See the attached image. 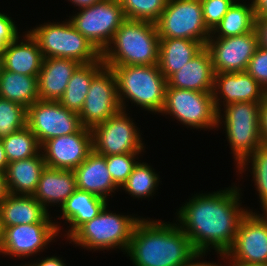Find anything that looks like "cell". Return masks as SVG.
<instances>
[{
    "label": "cell",
    "instance_id": "cell-1",
    "mask_svg": "<svg viewBox=\"0 0 267 266\" xmlns=\"http://www.w3.org/2000/svg\"><path fill=\"white\" fill-rule=\"evenodd\" d=\"M241 194L234 184L224 190L194 194L178 209L176 222L197 252L213 249L225 254L229 250L240 221L249 211L241 206Z\"/></svg>",
    "mask_w": 267,
    "mask_h": 266
},
{
    "label": "cell",
    "instance_id": "cell-2",
    "mask_svg": "<svg viewBox=\"0 0 267 266\" xmlns=\"http://www.w3.org/2000/svg\"><path fill=\"white\" fill-rule=\"evenodd\" d=\"M197 251L175 222L141 218L125 254L134 266H183Z\"/></svg>",
    "mask_w": 267,
    "mask_h": 266
},
{
    "label": "cell",
    "instance_id": "cell-3",
    "mask_svg": "<svg viewBox=\"0 0 267 266\" xmlns=\"http://www.w3.org/2000/svg\"><path fill=\"white\" fill-rule=\"evenodd\" d=\"M160 38L153 22L126 19L102 52L105 66L156 65Z\"/></svg>",
    "mask_w": 267,
    "mask_h": 266
},
{
    "label": "cell",
    "instance_id": "cell-4",
    "mask_svg": "<svg viewBox=\"0 0 267 266\" xmlns=\"http://www.w3.org/2000/svg\"><path fill=\"white\" fill-rule=\"evenodd\" d=\"M114 72L122 110L126 101L159 114L163 108L167 80L156 65L106 66Z\"/></svg>",
    "mask_w": 267,
    "mask_h": 266
},
{
    "label": "cell",
    "instance_id": "cell-5",
    "mask_svg": "<svg viewBox=\"0 0 267 266\" xmlns=\"http://www.w3.org/2000/svg\"><path fill=\"white\" fill-rule=\"evenodd\" d=\"M260 107L261 102H234L218 111L217 127L224 126L236 168L263 145Z\"/></svg>",
    "mask_w": 267,
    "mask_h": 266
},
{
    "label": "cell",
    "instance_id": "cell-6",
    "mask_svg": "<svg viewBox=\"0 0 267 266\" xmlns=\"http://www.w3.org/2000/svg\"><path fill=\"white\" fill-rule=\"evenodd\" d=\"M107 208L108 205L95 218L81 225L67 239L69 243L91 251L117 248L126 253L133 229L142 216L120 215Z\"/></svg>",
    "mask_w": 267,
    "mask_h": 266
},
{
    "label": "cell",
    "instance_id": "cell-7",
    "mask_svg": "<svg viewBox=\"0 0 267 266\" xmlns=\"http://www.w3.org/2000/svg\"><path fill=\"white\" fill-rule=\"evenodd\" d=\"M37 41L44 58H70L80 64L99 61L102 53L78 30L69 19L39 24L28 30Z\"/></svg>",
    "mask_w": 267,
    "mask_h": 266
},
{
    "label": "cell",
    "instance_id": "cell-8",
    "mask_svg": "<svg viewBox=\"0 0 267 266\" xmlns=\"http://www.w3.org/2000/svg\"><path fill=\"white\" fill-rule=\"evenodd\" d=\"M160 113L173 116L172 118L191 129L218 128V112L212 92L179 89L166 85L164 104Z\"/></svg>",
    "mask_w": 267,
    "mask_h": 266
},
{
    "label": "cell",
    "instance_id": "cell-9",
    "mask_svg": "<svg viewBox=\"0 0 267 266\" xmlns=\"http://www.w3.org/2000/svg\"><path fill=\"white\" fill-rule=\"evenodd\" d=\"M159 38H181L206 45L211 31L203 19L201 0H168L155 23Z\"/></svg>",
    "mask_w": 267,
    "mask_h": 266
},
{
    "label": "cell",
    "instance_id": "cell-10",
    "mask_svg": "<svg viewBox=\"0 0 267 266\" xmlns=\"http://www.w3.org/2000/svg\"><path fill=\"white\" fill-rule=\"evenodd\" d=\"M69 20L102 53L126 17L119 0H102L80 9Z\"/></svg>",
    "mask_w": 267,
    "mask_h": 266
},
{
    "label": "cell",
    "instance_id": "cell-11",
    "mask_svg": "<svg viewBox=\"0 0 267 266\" xmlns=\"http://www.w3.org/2000/svg\"><path fill=\"white\" fill-rule=\"evenodd\" d=\"M128 115L126 110L121 109L91 129L94 152L102 156L144 152L146 147L142 142V133Z\"/></svg>",
    "mask_w": 267,
    "mask_h": 266
},
{
    "label": "cell",
    "instance_id": "cell-12",
    "mask_svg": "<svg viewBox=\"0 0 267 266\" xmlns=\"http://www.w3.org/2000/svg\"><path fill=\"white\" fill-rule=\"evenodd\" d=\"M262 212L249 209L243 216L234 242L225 253L229 266L267 263V211Z\"/></svg>",
    "mask_w": 267,
    "mask_h": 266
},
{
    "label": "cell",
    "instance_id": "cell-13",
    "mask_svg": "<svg viewBox=\"0 0 267 266\" xmlns=\"http://www.w3.org/2000/svg\"><path fill=\"white\" fill-rule=\"evenodd\" d=\"M27 126L40 145L49 139L76 133L82 128L79 113L68 110L59 101L40 99L27 108Z\"/></svg>",
    "mask_w": 267,
    "mask_h": 266
},
{
    "label": "cell",
    "instance_id": "cell-14",
    "mask_svg": "<svg viewBox=\"0 0 267 266\" xmlns=\"http://www.w3.org/2000/svg\"><path fill=\"white\" fill-rule=\"evenodd\" d=\"M58 222H37L33 224H19L2 228V242L0 254L28 258L42 252L50 242L55 241L61 232ZM53 240V241H52ZM45 247V248H44Z\"/></svg>",
    "mask_w": 267,
    "mask_h": 266
},
{
    "label": "cell",
    "instance_id": "cell-15",
    "mask_svg": "<svg viewBox=\"0 0 267 266\" xmlns=\"http://www.w3.org/2000/svg\"><path fill=\"white\" fill-rule=\"evenodd\" d=\"M121 110L117 82L111 68L104 67L91 81L82 110V127L92 129Z\"/></svg>",
    "mask_w": 267,
    "mask_h": 266
},
{
    "label": "cell",
    "instance_id": "cell-16",
    "mask_svg": "<svg viewBox=\"0 0 267 266\" xmlns=\"http://www.w3.org/2000/svg\"><path fill=\"white\" fill-rule=\"evenodd\" d=\"M205 47L211 55L215 73H230L246 71L258 43L252 30L240 36L209 38Z\"/></svg>",
    "mask_w": 267,
    "mask_h": 266
},
{
    "label": "cell",
    "instance_id": "cell-17",
    "mask_svg": "<svg viewBox=\"0 0 267 266\" xmlns=\"http://www.w3.org/2000/svg\"><path fill=\"white\" fill-rule=\"evenodd\" d=\"M93 151L91 129L55 137L41 145L47 167L63 170L76 169Z\"/></svg>",
    "mask_w": 267,
    "mask_h": 266
},
{
    "label": "cell",
    "instance_id": "cell-18",
    "mask_svg": "<svg viewBox=\"0 0 267 266\" xmlns=\"http://www.w3.org/2000/svg\"><path fill=\"white\" fill-rule=\"evenodd\" d=\"M266 93L246 71L215 73L212 96L217 112L234 102H262Z\"/></svg>",
    "mask_w": 267,
    "mask_h": 266
},
{
    "label": "cell",
    "instance_id": "cell-19",
    "mask_svg": "<svg viewBox=\"0 0 267 266\" xmlns=\"http://www.w3.org/2000/svg\"><path fill=\"white\" fill-rule=\"evenodd\" d=\"M214 77L211 55L204 47L167 80V85L179 89L212 92Z\"/></svg>",
    "mask_w": 267,
    "mask_h": 266
},
{
    "label": "cell",
    "instance_id": "cell-20",
    "mask_svg": "<svg viewBox=\"0 0 267 266\" xmlns=\"http://www.w3.org/2000/svg\"><path fill=\"white\" fill-rule=\"evenodd\" d=\"M18 36L3 50V69L28 76H38L43 63V54L37 41L28 31ZM21 38V40H19Z\"/></svg>",
    "mask_w": 267,
    "mask_h": 266
},
{
    "label": "cell",
    "instance_id": "cell-21",
    "mask_svg": "<svg viewBox=\"0 0 267 266\" xmlns=\"http://www.w3.org/2000/svg\"><path fill=\"white\" fill-rule=\"evenodd\" d=\"M73 171L79 190L87 191L107 201L111 193L119 190L107 169L105 156L94 151Z\"/></svg>",
    "mask_w": 267,
    "mask_h": 266
},
{
    "label": "cell",
    "instance_id": "cell-22",
    "mask_svg": "<svg viewBox=\"0 0 267 266\" xmlns=\"http://www.w3.org/2000/svg\"><path fill=\"white\" fill-rule=\"evenodd\" d=\"M77 190L73 170L45 167L33 196L48 211L49 205L62 207L68 197Z\"/></svg>",
    "mask_w": 267,
    "mask_h": 266
},
{
    "label": "cell",
    "instance_id": "cell-23",
    "mask_svg": "<svg viewBox=\"0 0 267 266\" xmlns=\"http://www.w3.org/2000/svg\"><path fill=\"white\" fill-rule=\"evenodd\" d=\"M80 65L70 58H44L38 74L39 99L59 101L72 74Z\"/></svg>",
    "mask_w": 267,
    "mask_h": 266
},
{
    "label": "cell",
    "instance_id": "cell-24",
    "mask_svg": "<svg viewBox=\"0 0 267 266\" xmlns=\"http://www.w3.org/2000/svg\"><path fill=\"white\" fill-rule=\"evenodd\" d=\"M53 217L33 195L9 194L0 204V220L2 228L19 224L37 222H53Z\"/></svg>",
    "mask_w": 267,
    "mask_h": 266
},
{
    "label": "cell",
    "instance_id": "cell-25",
    "mask_svg": "<svg viewBox=\"0 0 267 266\" xmlns=\"http://www.w3.org/2000/svg\"><path fill=\"white\" fill-rule=\"evenodd\" d=\"M108 201L87 191L77 189L71 194L60 208L61 216L69 223L66 239H68L81 225L95 218L102 209L108 205Z\"/></svg>",
    "mask_w": 267,
    "mask_h": 266
},
{
    "label": "cell",
    "instance_id": "cell-26",
    "mask_svg": "<svg viewBox=\"0 0 267 266\" xmlns=\"http://www.w3.org/2000/svg\"><path fill=\"white\" fill-rule=\"evenodd\" d=\"M45 167L41 151L31 158L9 162L6 170L9 194L33 195Z\"/></svg>",
    "mask_w": 267,
    "mask_h": 266
},
{
    "label": "cell",
    "instance_id": "cell-27",
    "mask_svg": "<svg viewBox=\"0 0 267 266\" xmlns=\"http://www.w3.org/2000/svg\"><path fill=\"white\" fill-rule=\"evenodd\" d=\"M204 47L202 42L190 39L160 38L158 67L166 80Z\"/></svg>",
    "mask_w": 267,
    "mask_h": 266
},
{
    "label": "cell",
    "instance_id": "cell-28",
    "mask_svg": "<svg viewBox=\"0 0 267 266\" xmlns=\"http://www.w3.org/2000/svg\"><path fill=\"white\" fill-rule=\"evenodd\" d=\"M105 67L102 58L90 64H81L72 74L60 104L68 110L80 113L92 79Z\"/></svg>",
    "mask_w": 267,
    "mask_h": 266
},
{
    "label": "cell",
    "instance_id": "cell-29",
    "mask_svg": "<svg viewBox=\"0 0 267 266\" xmlns=\"http://www.w3.org/2000/svg\"><path fill=\"white\" fill-rule=\"evenodd\" d=\"M0 98L28 108L39 100L38 76H28L2 69L0 74Z\"/></svg>",
    "mask_w": 267,
    "mask_h": 266
},
{
    "label": "cell",
    "instance_id": "cell-30",
    "mask_svg": "<svg viewBox=\"0 0 267 266\" xmlns=\"http://www.w3.org/2000/svg\"><path fill=\"white\" fill-rule=\"evenodd\" d=\"M251 3L236 0L209 38L240 36L254 30L255 13ZM241 2V3H240ZM215 35V36H214Z\"/></svg>",
    "mask_w": 267,
    "mask_h": 266
},
{
    "label": "cell",
    "instance_id": "cell-31",
    "mask_svg": "<svg viewBox=\"0 0 267 266\" xmlns=\"http://www.w3.org/2000/svg\"><path fill=\"white\" fill-rule=\"evenodd\" d=\"M1 140L8 162L28 159L41 151V145L27 125Z\"/></svg>",
    "mask_w": 267,
    "mask_h": 266
},
{
    "label": "cell",
    "instance_id": "cell-32",
    "mask_svg": "<svg viewBox=\"0 0 267 266\" xmlns=\"http://www.w3.org/2000/svg\"><path fill=\"white\" fill-rule=\"evenodd\" d=\"M159 182L160 177L150 164L138 162L120 189L129 193L133 198L145 199L154 196Z\"/></svg>",
    "mask_w": 267,
    "mask_h": 266
},
{
    "label": "cell",
    "instance_id": "cell-33",
    "mask_svg": "<svg viewBox=\"0 0 267 266\" xmlns=\"http://www.w3.org/2000/svg\"><path fill=\"white\" fill-rule=\"evenodd\" d=\"M248 163H251L249 165ZM249 165V166H248ZM249 169L253 175L254 186L260 199L261 211H267V145H261L253 154L247 157L236 169L238 174H242Z\"/></svg>",
    "mask_w": 267,
    "mask_h": 266
},
{
    "label": "cell",
    "instance_id": "cell-34",
    "mask_svg": "<svg viewBox=\"0 0 267 266\" xmlns=\"http://www.w3.org/2000/svg\"><path fill=\"white\" fill-rule=\"evenodd\" d=\"M168 0H119L126 19L156 23Z\"/></svg>",
    "mask_w": 267,
    "mask_h": 266
},
{
    "label": "cell",
    "instance_id": "cell-35",
    "mask_svg": "<svg viewBox=\"0 0 267 266\" xmlns=\"http://www.w3.org/2000/svg\"><path fill=\"white\" fill-rule=\"evenodd\" d=\"M27 125V108L0 98V139Z\"/></svg>",
    "mask_w": 267,
    "mask_h": 266
},
{
    "label": "cell",
    "instance_id": "cell-36",
    "mask_svg": "<svg viewBox=\"0 0 267 266\" xmlns=\"http://www.w3.org/2000/svg\"><path fill=\"white\" fill-rule=\"evenodd\" d=\"M142 153H126L105 156L106 165L114 184L120 189L128 179L134 167L139 160V155ZM138 160V161H136Z\"/></svg>",
    "mask_w": 267,
    "mask_h": 266
},
{
    "label": "cell",
    "instance_id": "cell-37",
    "mask_svg": "<svg viewBox=\"0 0 267 266\" xmlns=\"http://www.w3.org/2000/svg\"><path fill=\"white\" fill-rule=\"evenodd\" d=\"M236 0H201L203 19L212 32Z\"/></svg>",
    "mask_w": 267,
    "mask_h": 266
},
{
    "label": "cell",
    "instance_id": "cell-38",
    "mask_svg": "<svg viewBox=\"0 0 267 266\" xmlns=\"http://www.w3.org/2000/svg\"><path fill=\"white\" fill-rule=\"evenodd\" d=\"M246 72L267 91V49L257 48L249 61Z\"/></svg>",
    "mask_w": 267,
    "mask_h": 266
},
{
    "label": "cell",
    "instance_id": "cell-39",
    "mask_svg": "<svg viewBox=\"0 0 267 266\" xmlns=\"http://www.w3.org/2000/svg\"><path fill=\"white\" fill-rule=\"evenodd\" d=\"M8 14L0 12V52L20 34L15 21Z\"/></svg>",
    "mask_w": 267,
    "mask_h": 266
},
{
    "label": "cell",
    "instance_id": "cell-40",
    "mask_svg": "<svg viewBox=\"0 0 267 266\" xmlns=\"http://www.w3.org/2000/svg\"><path fill=\"white\" fill-rule=\"evenodd\" d=\"M254 32L258 47L267 49V16L255 17Z\"/></svg>",
    "mask_w": 267,
    "mask_h": 266
},
{
    "label": "cell",
    "instance_id": "cell-41",
    "mask_svg": "<svg viewBox=\"0 0 267 266\" xmlns=\"http://www.w3.org/2000/svg\"><path fill=\"white\" fill-rule=\"evenodd\" d=\"M205 255H206V253L197 252L183 266H223V264H220L219 262L216 264V263L210 262V261L207 262L206 260L200 261V259L203 258V256H205ZM219 256L221 259H223V261L226 263V265L229 266L228 262L226 261L227 259H226L225 254L219 253ZM226 265L224 264V266H226Z\"/></svg>",
    "mask_w": 267,
    "mask_h": 266
},
{
    "label": "cell",
    "instance_id": "cell-42",
    "mask_svg": "<svg viewBox=\"0 0 267 266\" xmlns=\"http://www.w3.org/2000/svg\"><path fill=\"white\" fill-rule=\"evenodd\" d=\"M260 132L264 145H267V93L260 107Z\"/></svg>",
    "mask_w": 267,
    "mask_h": 266
},
{
    "label": "cell",
    "instance_id": "cell-43",
    "mask_svg": "<svg viewBox=\"0 0 267 266\" xmlns=\"http://www.w3.org/2000/svg\"><path fill=\"white\" fill-rule=\"evenodd\" d=\"M37 261V262H36ZM34 260V262L27 264L28 266H67L65 260H62L59 256L44 257L42 260Z\"/></svg>",
    "mask_w": 267,
    "mask_h": 266
},
{
    "label": "cell",
    "instance_id": "cell-44",
    "mask_svg": "<svg viewBox=\"0 0 267 266\" xmlns=\"http://www.w3.org/2000/svg\"><path fill=\"white\" fill-rule=\"evenodd\" d=\"M256 17L267 16V0H252Z\"/></svg>",
    "mask_w": 267,
    "mask_h": 266
},
{
    "label": "cell",
    "instance_id": "cell-45",
    "mask_svg": "<svg viewBox=\"0 0 267 266\" xmlns=\"http://www.w3.org/2000/svg\"><path fill=\"white\" fill-rule=\"evenodd\" d=\"M9 195L7 182H6V172L0 170V204Z\"/></svg>",
    "mask_w": 267,
    "mask_h": 266
},
{
    "label": "cell",
    "instance_id": "cell-46",
    "mask_svg": "<svg viewBox=\"0 0 267 266\" xmlns=\"http://www.w3.org/2000/svg\"><path fill=\"white\" fill-rule=\"evenodd\" d=\"M68 1L74 4L75 7H78L77 10H80L92 6L96 3H99L102 0H68Z\"/></svg>",
    "mask_w": 267,
    "mask_h": 266
},
{
    "label": "cell",
    "instance_id": "cell-47",
    "mask_svg": "<svg viewBox=\"0 0 267 266\" xmlns=\"http://www.w3.org/2000/svg\"><path fill=\"white\" fill-rule=\"evenodd\" d=\"M8 161L5 155L4 146L2 140L0 139V170L6 172L8 167Z\"/></svg>",
    "mask_w": 267,
    "mask_h": 266
},
{
    "label": "cell",
    "instance_id": "cell-48",
    "mask_svg": "<svg viewBox=\"0 0 267 266\" xmlns=\"http://www.w3.org/2000/svg\"><path fill=\"white\" fill-rule=\"evenodd\" d=\"M3 69V52H0V74Z\"/></svg>",
    "mask_w": 267,
    "mask_h": 266
},
{
    "label": "cell",
    "instance_id": "cell-49",
    "mask_svg": "<svg viewBox=\"0 0 267 266\" xmlns=\"http://www.w3.org/2000/svg\"><path fill=\"white\" fill-rule=\"evenodd\" d=\"M243 266H267V263L249 264V265H243Z\"/></svg>",
    "mask_w": 267,
    "mask_h": 266
},
{
    "label": "cell",
    "instance_id": "cell-50",
    "mask_svg": "<svg viewBox=\"0 0 267 266\" xmlns=\"http://www.w3.org/2000/svg\"><path fill=\"white\" fill-rule=\"evenodd\" d=\"M2 232H3V229H2V226H1V220H0V245H1V242H2Z\"/></svg>",
    "mask_w": 267,
    "mask_h": 266
}]
</instances>
